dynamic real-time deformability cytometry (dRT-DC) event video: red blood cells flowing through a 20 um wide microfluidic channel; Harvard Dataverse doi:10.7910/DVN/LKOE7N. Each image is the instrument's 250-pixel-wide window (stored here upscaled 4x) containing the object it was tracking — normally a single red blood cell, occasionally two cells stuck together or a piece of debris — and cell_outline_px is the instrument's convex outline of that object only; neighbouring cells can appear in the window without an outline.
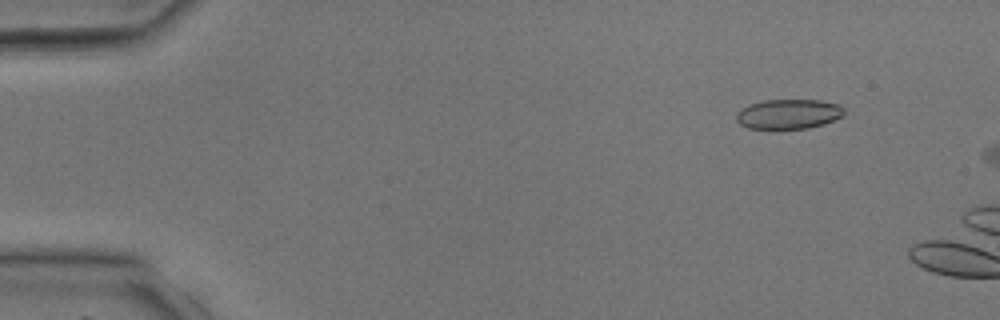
{"species": "common noctule bat (a hibernating species)", "species_latin": "Nyctalus noctula", "temperature_condition": "room temperature", "stored_images_in_passage": 7, "camera_frame_rate_fps": 3000, "um_per_image_px": 0.085, "animal": {"sex": "male", "body_mass_g": 17.9, "forearm_length_mm": 54.2}, "frame": {"image": 1, "passage_image": 5, "time_ms": 1.333, "image_size_px": [1000, 320], "cell_outline_px": [[844, 116], [824, 124], [808, 128], [748, 128], [740, 124], [736, 120], [736, 112], [740, 108], [748, 104], [764, 100], [820, 100], [840, 104], [844, 108]], "centroid_in_image_um": [67.03, 9.68], "position_along_channel_um": 18.0, "area_um2": 18.84}}